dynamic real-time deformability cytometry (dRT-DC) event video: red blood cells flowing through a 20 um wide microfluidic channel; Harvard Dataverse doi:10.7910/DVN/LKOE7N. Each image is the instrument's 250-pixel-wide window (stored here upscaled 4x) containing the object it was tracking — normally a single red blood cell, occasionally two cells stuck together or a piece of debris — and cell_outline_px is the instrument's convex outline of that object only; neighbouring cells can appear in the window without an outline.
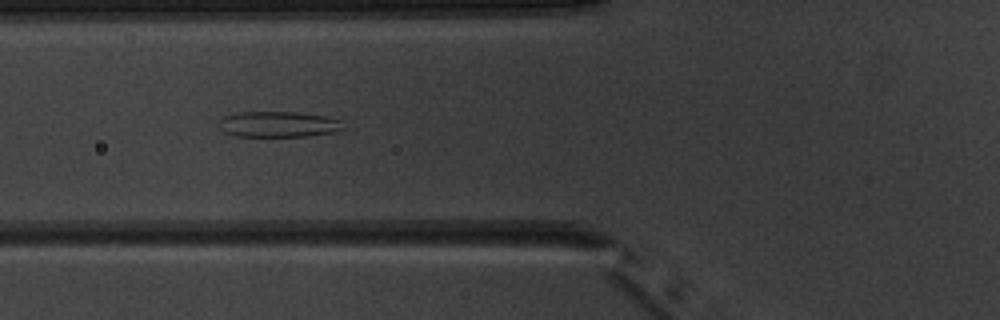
{"species": "common noctule bat (a hibernating species)", "species_latin": "Nyctalus noctula", "temperature_condition": "warm", "stored_images_in_passage": 7, "camera_frame_rate_fps": 3000, "um_per_image_px": 0.085, "animal": {"sex": "male", "body_mass_g": 20.1, "forearm_length_mm": 53.5}, "frame": {"image": 1, "passage_image": 6, "time_ms": 6.667, "image_size_px": [1000, 320], "cell_outline_px": [[344, 128], [332, 132], [308, 136], [236, 136], [224, 132], [220, 120], [220, 116], [236, 112], [296, 112], [328, 116], [340, 120]], "centroid_in_image_um": [23.66, 10.55], "position_along_channel_um": 102.1, "area_um2": 18.61}}